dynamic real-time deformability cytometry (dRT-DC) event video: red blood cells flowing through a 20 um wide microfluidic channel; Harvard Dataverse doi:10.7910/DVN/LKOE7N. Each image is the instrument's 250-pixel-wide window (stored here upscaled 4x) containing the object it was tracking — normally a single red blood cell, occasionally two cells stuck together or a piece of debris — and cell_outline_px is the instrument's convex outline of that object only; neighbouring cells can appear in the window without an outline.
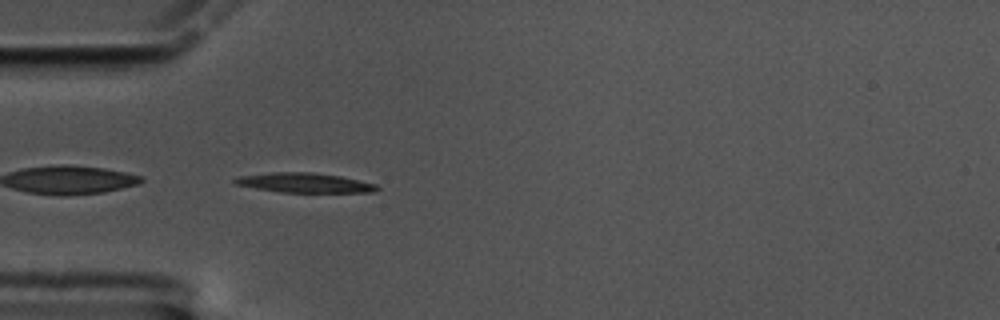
{"species": "common noctule bat (a hibernating species)", "species_latin": "Nyctalus noctula", "temperature_condition": "cold", "stored_images_in_passage": 43, "camera_frame_rate_fps": 3000, "um_per_image_px": 0.085, "animal": {"sex": "male", "body_mass_g": 17.5, "forearm_length_mm": 52.3}, "frame": {"image": 1, "passage_image": 1, "time_ms": 0.0, "image_size_px": [1000, 320], "cell_outline_px": [[380, 188], [376, 192], [280, 192], [256, 188], [236, 184], [232, 180], [240, 176], [272, 172], [312, 172], [340, 176], [376, 184]], "centroid_in_image_um": [25.91, 15.53], "position_along_channel_um": 59.1, "area_um2": 16.13}}
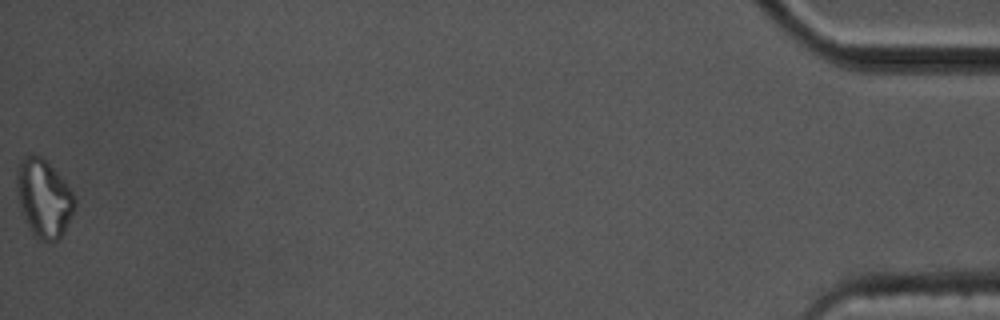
{"frame": {"image": 2, "passage_image": 43, "time_ms": 14.0, "image_size_px": [1000, 320], "cell_outline_px": [[76, 208], [64, 232], [56, 240], [44, 240], [32, 236], [20, 212], [16, 192], [16, 168], [20, 160], [32, 152], [40, 156], [64, 180], [76, 196]], "centroid_in_image_um": [3.7, 16.85], "position_along_channel_um": 431.5, "area_um2": 26.82}}